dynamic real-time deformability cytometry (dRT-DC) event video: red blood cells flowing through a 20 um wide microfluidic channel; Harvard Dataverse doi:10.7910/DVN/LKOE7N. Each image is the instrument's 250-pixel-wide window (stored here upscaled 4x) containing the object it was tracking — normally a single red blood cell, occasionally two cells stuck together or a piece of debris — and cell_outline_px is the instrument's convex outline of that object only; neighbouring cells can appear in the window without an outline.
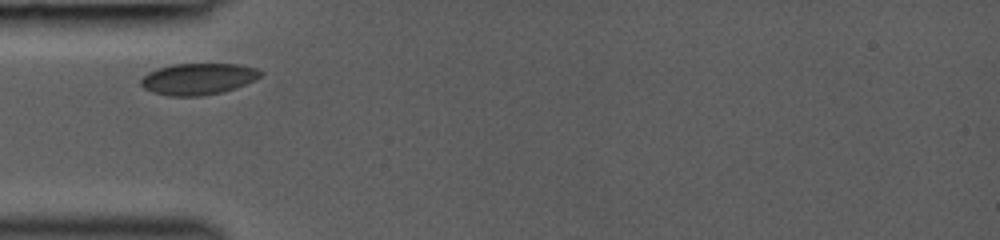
{"species": "common noctule bat (a hibernating species)", "species_latin": "Nyctalus noctula", "temperature_condition": "room temperature", "stored_images_in_passage": 8, "camera_frame_rate_fps": 3000, "um_per_image_px": 0.085, "animal": {"sex": "female", "body_mass_g": 19.0, "forearm_length_mm": 53.3}, "frame": {"image": 1, "passage_image": 1, "time_ms": 0.0, "image_size_px": [1000, 240], "cell_outline_px": [[264, 72], [256, 80], [236, 88], [224, 92], [200, 96], [168, 96], [152, 92], [144, 88], [140, 84], [140, 80], [148, 72], [156, 68], [172, 64], [240, 64], [260, 68]], "centroid_in_image_um": [16.88, 6.7], "position_along_channel_um": 68.1, "area_um2": 22.31}}
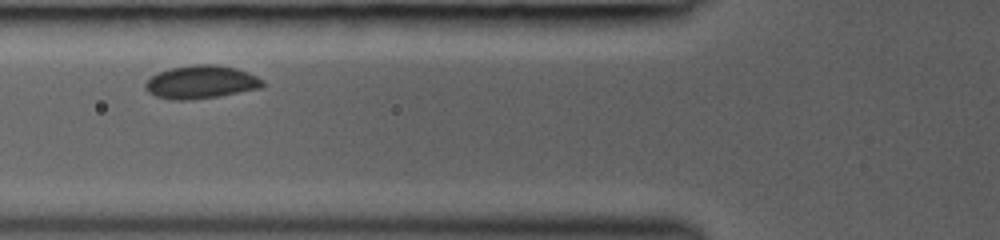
{"frame": {"image": 2, "passage_image": 7, "time_ms": 1.0, "image_size_px": [1000, 240], "cell_outline_px": [[264, 84], [260, 88], [216, 96], [188, 100], [172, 100], [156, 96], [148, 92], [144, 88], [144, 84], [152, 76], [168, 68], [192, 64], [216, 64], [236, 68], [248, 72], [264, 80]], "centroid_in_image_um": [17.07, 6.96], "position_along_channel_um": 108.7, "area_um2": 22.6}}